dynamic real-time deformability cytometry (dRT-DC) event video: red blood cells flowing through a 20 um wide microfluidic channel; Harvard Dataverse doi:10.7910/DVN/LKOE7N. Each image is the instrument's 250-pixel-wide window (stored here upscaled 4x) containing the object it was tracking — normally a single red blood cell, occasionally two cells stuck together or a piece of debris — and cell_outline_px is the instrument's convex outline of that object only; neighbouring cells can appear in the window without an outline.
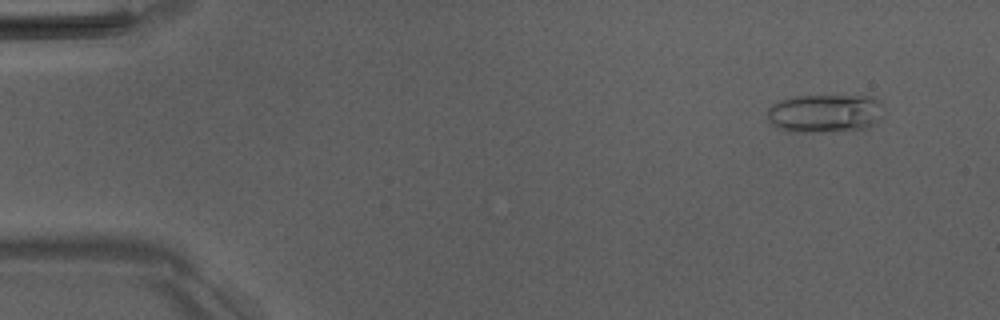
{"species": "Egyptian fruit bat (a non-hibernating species)", "species_latin": "Rousettus aegyptiacus", "temperature_condition": "room temperature", "stored_images_in_passage": 52, "camera_frame_rate_fps": 3000, "um_per_image_px": 0.085, "animal": {"sex": "male"}, "frame": {"image": 1, "passage_image": 5, "time_ms": 1.333, "image_size_px": [1000, 320], "cell_outline_px": [[880, 116], [868, 128], [824, 132], [788, 132], [772, 124], [768, 120], [768, 108], [772, 104], [780, 100], [792, 96], [872, 96], [880, 100]], "centroid_in_image_um": [70.06, 9.63], "position_along_channel_um": 14.9, "area_um2": 25.95}}
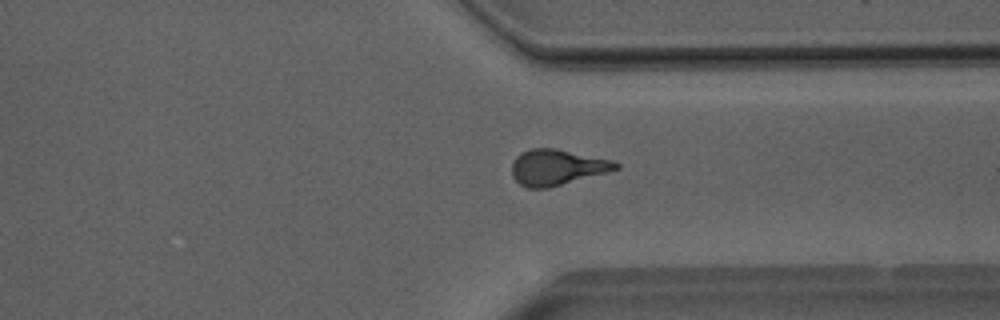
{"frame": {"image": 2, "passage_image": 40, "time_ms": 13.0, "image_size_px": [1000, 320], "cell_outline_px": [[620, 168], [548, 188], [528, 188], [520, 184], [512, 176], [512, 164], [516, 156], [520, 152], [532, 148], [556, 148], [612, 160], [620, 164]], "centroid_in_image_um": [47.32, 14.21], "position_along_channel_um": 364.1, "area_um2": 21.5}}
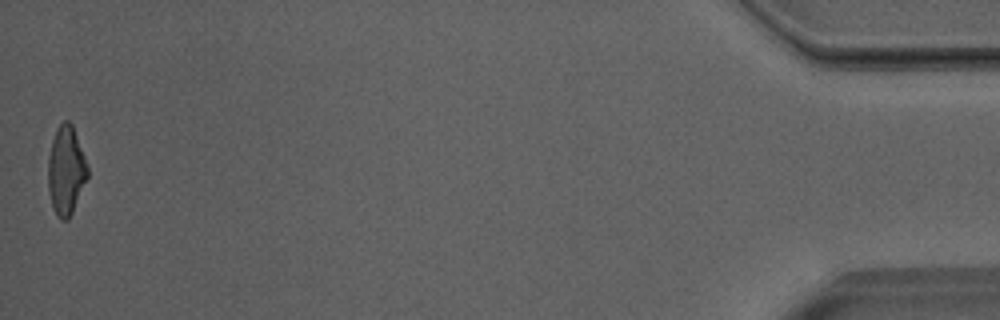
{"frame": {"image": 3, "passage_image": 52, "time_ms": 17.0, "image_size_px": [1000, 320], "cell_outline_px": [[88, 176], [72, 212], [68, 220], [60, 220], [56, 216], [48, 192], [48, 156], [52, 140], [60, 124], [64, 120], [68, 120], [72, 124], [84, 156], [88, 168]], "centroid_in_image_um": [5.6, 14.51], "position_along_channel_um": 429.6, "area_um2": 20.23}, "authors_computed_cell_mechanics": {"area_um2": 21.2126, "velocity_mm_per_s": 4.0195, "shape_relaxation_time_tau1_ms": 8.8175, "shape_relaxation_time_tau2_ms": 1.9104, "deformation_change_tau1": 0.2913, "deformation_change_tau2": 0.1233}}